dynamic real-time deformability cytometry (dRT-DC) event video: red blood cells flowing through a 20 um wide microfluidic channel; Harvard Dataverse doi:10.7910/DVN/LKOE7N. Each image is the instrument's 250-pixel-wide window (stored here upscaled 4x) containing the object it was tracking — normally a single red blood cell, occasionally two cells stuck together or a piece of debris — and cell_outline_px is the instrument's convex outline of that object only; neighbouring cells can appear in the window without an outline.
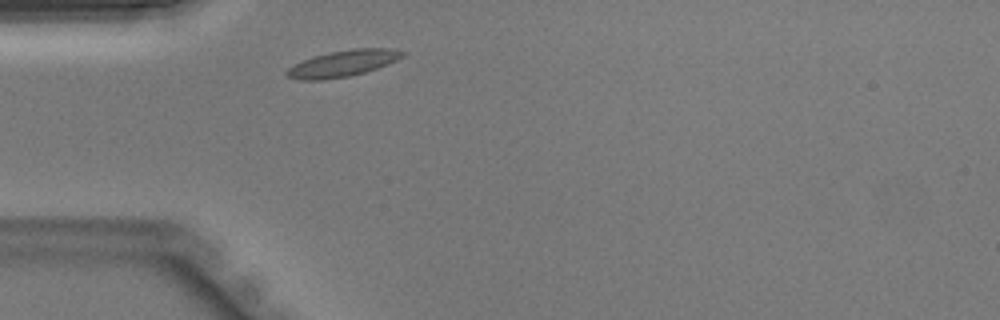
{"species": "Egyptian fruit bat (a non-hibernating species)", "species_latin": "Rousettus aegyptiacus", "temperature_condition": "warm", "stored_images_in_passage": 25, "camera_frame_rate_fps": 3000, "um_per_image_px": 0.085, "animal": {"sex": "male"}, "frame": {"image": 1, "passage_image": 1, "time_ms": 0.0, "image_size_px": [1000, 320], "cell_outline_px": [[408, 52], [404, 56], [388, 64], [364, 72], [348, 76], [324, 80], [300, 80], [288, 76], [284, 72], [288, 68], [312, 56], [332, 52], [356, 48], [392, 48]], "centroid_in_image_um": [29.18, 5.39], "position_along_channel_um": 55.8, "area_um2": 17.63}}
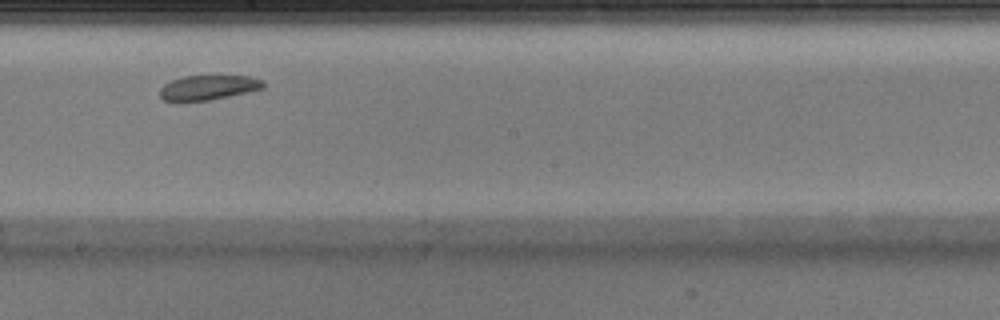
{"frame": {"image": 2, "passage_image": 13, "time_ms": 4.0, "image_size_px": [1000, 320], "cell_outline_px": [[264, 88], [248, 92], [208, 100], [164, 100], [160, 96], [160, 88], [164, 84], [172, 80], [184, 76], [212, 72], [216, 72], [252, 76], [264, 80]], "centroid_in_image_um": [17.79, 7.35], "position_along_channel_um": 230.4, "area_um2": 15.72}}
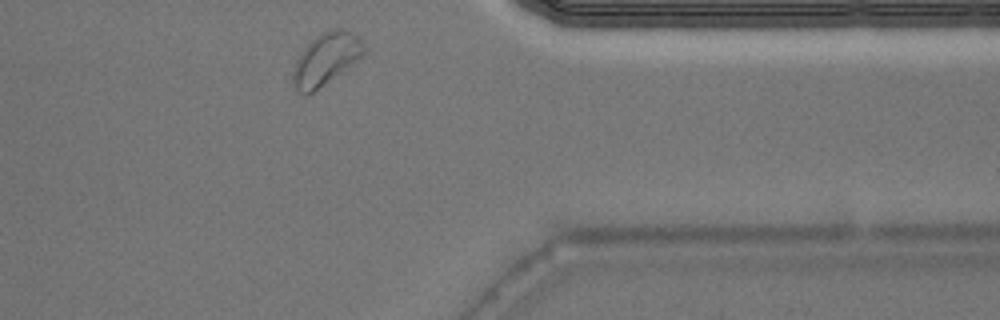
{"frame": {"image": 3, "passage_image": 24, "time_ms": 7.667, "image_size_px": [1000, 320], "cell_outline_px": [[368, 48], [360, 56], [312, 92], [304, 96], [296, 88], [292, 76], [292, 72], [296, 60], [304, 48], [316, 36], [332, 28], [344, 28], [352, 32]], "centroid_in_image_um": [27.68, 4.97], "position_along_channel_um": 383.7, "area_um2": 20.63}}